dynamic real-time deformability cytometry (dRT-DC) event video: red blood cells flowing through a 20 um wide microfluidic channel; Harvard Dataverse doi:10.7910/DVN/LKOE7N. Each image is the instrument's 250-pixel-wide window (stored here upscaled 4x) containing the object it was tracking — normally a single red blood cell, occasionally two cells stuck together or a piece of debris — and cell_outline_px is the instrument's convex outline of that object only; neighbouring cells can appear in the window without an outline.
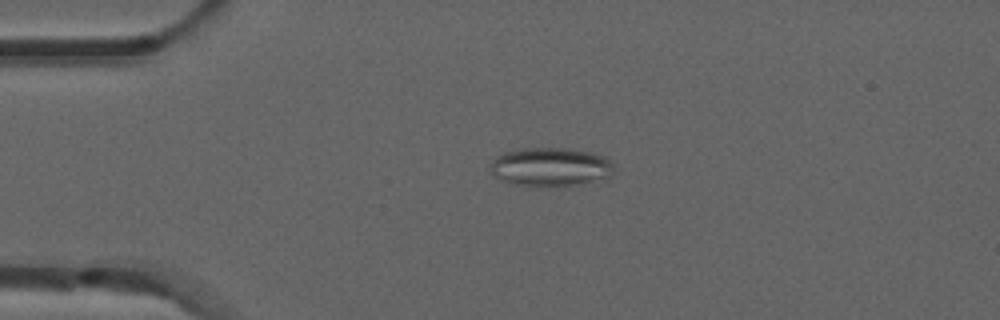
{"species": "common noctule bat (a hibernating species)", "species_latin": "Nyctalus noctula", "temperature_condition": "room temperature", "stored_images_in_passage": 6, "camera_frame_rate_fps": 3000, "um_per_image_px": 0.085, "animal": {"sex": "male", "forearm_length_mm": 52.5}, "frame": {"image": 1, "passage_image": 4, "time_ms": 1.0, "image_size_px": [1000, 320], "cell_outline_px": [[612, 176], [608, 180], [580, 184], [508, 184], [492, 176], [488, 168], [492, 160], [496, 156], [504, 152], [520, 148], [568, 148], [592, 152], [604, 156], [612, 164]], "centroid_in_image_um": [46.78, 14.17], "position_along_channel_um": 38.2, "area_um2": 27.98}}